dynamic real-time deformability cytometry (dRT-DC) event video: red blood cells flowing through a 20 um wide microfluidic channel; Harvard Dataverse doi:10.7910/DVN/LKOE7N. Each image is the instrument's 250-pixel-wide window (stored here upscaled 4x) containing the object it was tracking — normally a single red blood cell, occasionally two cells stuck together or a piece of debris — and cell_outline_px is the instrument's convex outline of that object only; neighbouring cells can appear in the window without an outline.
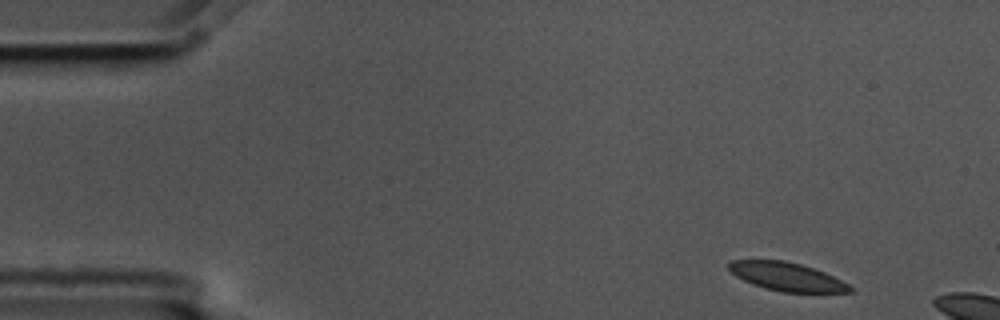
{"species": "common noctule bat (a hibernating species)", "species_latin": "Nyctalus noctula", "temperature_condition": "cold", "stored_images_in_passage": 3, "camera_frame_rate_fps": 3000, "um_per_image_px": 0.085, "animal": {"sex": "male", "body_mass_g": 17.5, "forearm_length_mm": 52.3}, "frame": {"image": 1, "passage_image": 1, "time_ms": 0.0, "image_size_px": [1000, 320], "cell_outline_px": [[852, 292], [784, 292], [764, 288], [752, 284], [736, 276], [728, 268], [728, 264], [732, 260], [784, 260], [800, 264], [824, 272], [848, 284], [852, 288]], "centroid_in_image_um": [66.85, 23.51], "position_along_channel_um": 18.1, "area_um2": 19.77}}